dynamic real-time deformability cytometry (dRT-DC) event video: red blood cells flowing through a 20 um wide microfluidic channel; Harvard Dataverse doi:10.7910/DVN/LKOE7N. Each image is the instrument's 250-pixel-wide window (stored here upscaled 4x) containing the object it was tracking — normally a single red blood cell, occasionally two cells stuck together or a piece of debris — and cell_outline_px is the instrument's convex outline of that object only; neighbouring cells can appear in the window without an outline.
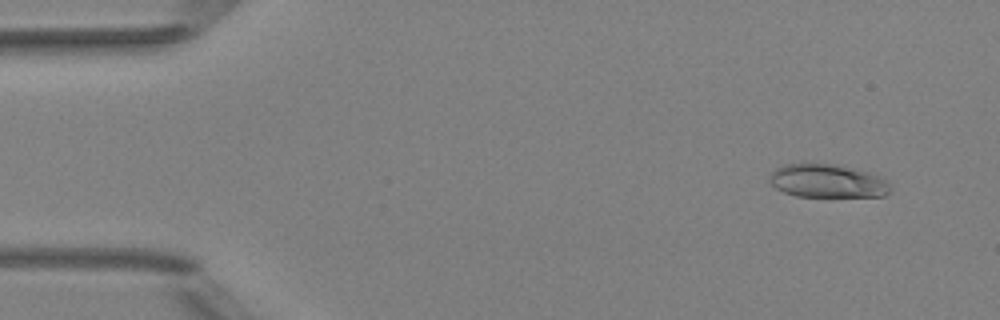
{"species": "Egyptian fruit bat (a non-hibernating species)", "species_latin": "Rousettus aegyptiacus", "temperature_condition": "room temperature", "stored_images_in_passage": 4, "camera_frame_rate_fps": 3000, "um_per_image_px": 0.085, "animal": {"sex": "female"}, "frame": {"image": 1, "passage_image": 1, "time_ms": 0.0, "image_size_px": [1000, 320], "cell_outline_px": [[892, 188], [884, 196], [796, 196], [784, 192], [776, 188], [768, 180], [772, 172], [776, 168], [784, 164], [808, 160], [840, 164], [856, 168], [880, 176]], "centroid_in_image_um": [70.28, 15.32], "position_along_channel_um": 14.7, "area_um2": 24.22}}